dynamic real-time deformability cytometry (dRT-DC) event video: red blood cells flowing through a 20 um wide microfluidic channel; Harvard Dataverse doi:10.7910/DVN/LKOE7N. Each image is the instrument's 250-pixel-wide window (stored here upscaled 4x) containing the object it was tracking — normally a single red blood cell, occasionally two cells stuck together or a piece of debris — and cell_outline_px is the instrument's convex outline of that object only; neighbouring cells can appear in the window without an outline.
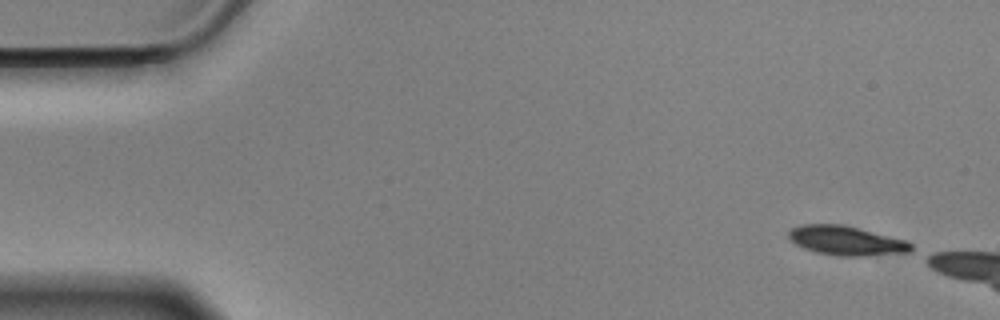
{"species": "Egyptian fruit bat (a non-hibernating species)", "species_latin": "Rousettus aegyptiacus", "temperature_condition": "cold", "stored_images_in_passage": 12, "camera_frame_rate_fps": 3000, "um_per_image_px": 0.085, "animal": {"sex": "male"}, "frame": {"image": 1, "passage_image": 1, "time_ms": 0.0, "image_size_px": [1000, 320], "cell_outline_px": [[912, 252], [864, 256], [836, 256], [816, 252], [804, 248], [796, 244], [788, 236], [788, 232], [792, 228], [804, 224], [840, 224], [908, 240], [912, 244]], "centroid_in_image_um": [71.96, 20.46], "position_along_channel_um": 13.0, "area_um2": 20.87}}